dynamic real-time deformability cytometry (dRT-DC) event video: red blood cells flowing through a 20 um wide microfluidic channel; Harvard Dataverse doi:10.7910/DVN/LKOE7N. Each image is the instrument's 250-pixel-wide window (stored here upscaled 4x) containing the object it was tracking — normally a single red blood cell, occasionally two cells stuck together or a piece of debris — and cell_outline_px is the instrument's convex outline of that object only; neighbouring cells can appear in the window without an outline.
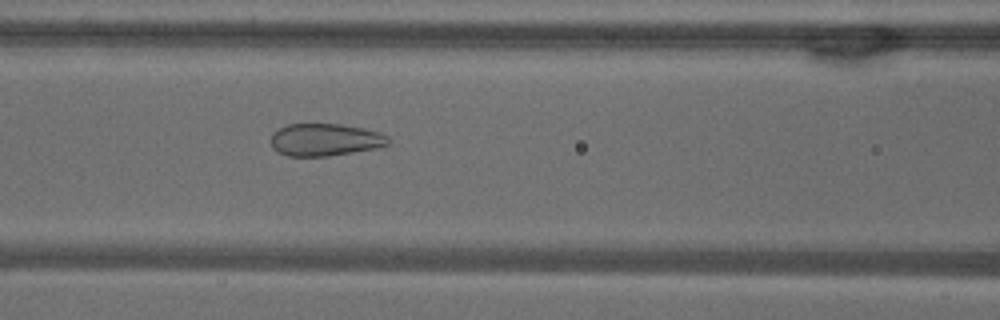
{"species": "common noctule bat (a hibernating species)", "species_latin": "Nyctalus noctula", "temperature_condition": "warm", "stored_images_in_passage": 52, "camera_frame_rate_fps": 3000, "um_per_image_px": 0.085, "animal": {"sex": "male", "body_mass_g": 18.8}, "frame": {"image": 1, "passage_image": 22, "time_ms": 7.0, "image_size_px": [1000, 320], "cell_outline_px": [[388, 144], [380, 148], [328, 156], [288, 156], [272, 148], [272, 132], [288, 124], [340, 124], [364, 128], [380, 132], [388, 136]], "centroid_in_image_um": [27.66, 11.88], "position_along_channel_um": 138.9, "area_um2": 22.2}}
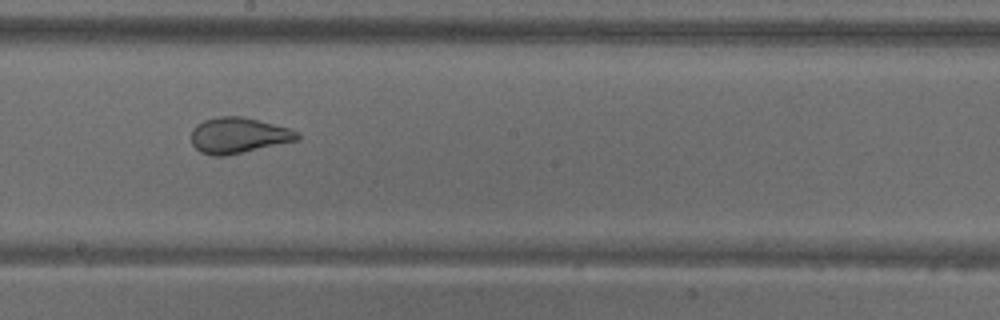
{"frame": {"image": 2, "passage_image": 29, "time_ms": 9.333, "image_size_px": [1000, 320], "cell_outline_px": [[300, 136], [296, 140], [224, 156], [212, 156], [200, 152], [192, 144], [192, 128], [196, 124], [204, 120], [220, 116], [240, 116], [292, 128], [300, 132]], "centroid_in_image_um": [20.25, 11.5], "position_along_channel_um": 227.9, "area_um2": 21.96}}
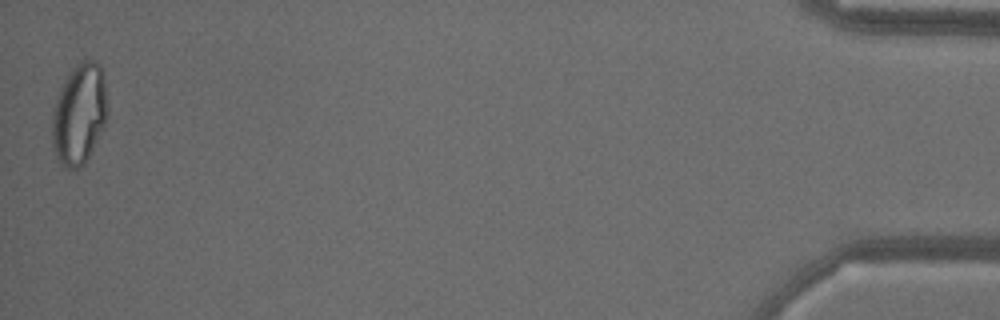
{"frame": {"image": 3, "passage_image": 52, "time_ms": 17.0, "image_size_px": [1000, 320], "cell_outline_px": [[108, 116], [84, 164], [80, 168], [64, 168], [60, 164], [56, 156], [52, 144], [52, 112], [60, 88], [64, 80], [72, 68], [80, 60], [96, 60], [100, 64], [104, 72], [108, 112]], "centroid_in_image_um": [6.74, 9.65], "position_along_channel_um": 428.5, "area_um2": 32.71}, "authors_computed_cell_mechanics": {"area_um2": 27.6284, "velocity_mm_per_s": 3.81, "shape_relaxation_time_tau1_ms": null, "shape_relaxation_time_tau2_ms": 0.8084, "deformation_change_tau1": null, "deformation_change_tau2": 0.068}}